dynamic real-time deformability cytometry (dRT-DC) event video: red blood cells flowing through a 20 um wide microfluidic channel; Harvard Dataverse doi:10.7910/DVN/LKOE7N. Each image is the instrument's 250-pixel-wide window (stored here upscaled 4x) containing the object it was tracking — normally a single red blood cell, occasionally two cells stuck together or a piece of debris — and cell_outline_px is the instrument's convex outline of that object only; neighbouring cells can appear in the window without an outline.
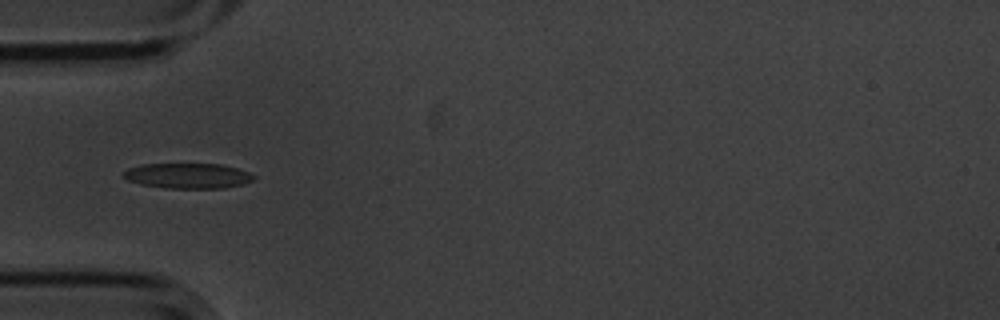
{"species": "common noctule bat (a hibernating species)", "species_latin": "Nyctalus noctula", "temperature_condition": "cold", "stored_images_in_passage": 5, "camera_frame_rate_fps": 3000, "um_per_image_px": 0.085, "animal": {"sex": "male", "body_mass_g": 20.1, "forearm_length_mm": 53.5}, "frame": {"image": 1, "passage_image": 5, "time_ms": 1.333, "image_size_px": [1000, 320], "cell_outline_px": [[256, 176], [252, 180], [240, 184], [224, 188], [164, 188], [140, 184], [128, 180], [124, 176], [124, 172], [128, 168], [144, 164], [220, 164], [236, 168], [248, 172]], "centroid_in_image_um": [15.95, 14.94], "position_along_channel_um": 69.0, "area_um2": 18.96}}